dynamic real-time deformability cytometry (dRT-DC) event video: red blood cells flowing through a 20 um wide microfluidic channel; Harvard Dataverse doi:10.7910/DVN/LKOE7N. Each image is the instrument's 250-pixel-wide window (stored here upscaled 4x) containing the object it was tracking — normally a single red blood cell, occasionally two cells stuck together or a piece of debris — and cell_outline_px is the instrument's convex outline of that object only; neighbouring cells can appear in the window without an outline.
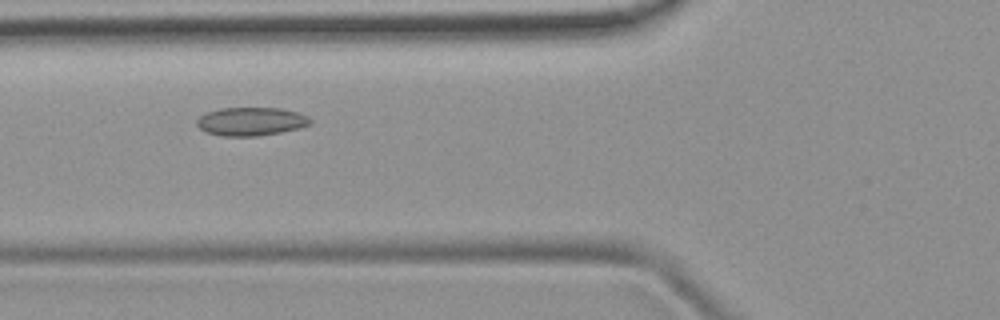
{"species": "common noctule bat (a hibernating species)", "species_latin": "Nyctalus noctula", "temperature_condition": "room temperature", "stored_images_in_passage": 6, "camera_frame_rate_fps": 3000, "um_per_image_px": 0.085, "animal": {"sex": "female", "body_mass_g": 19.9}, "frame": {"image": 1, "passage_image": 4, "time_ms": 3.333, "image_size_px": [1000, 320], "cell_outline_px": [[312, 124], [280, 132], [256, 136], [220, 136], [208, 132], [200, 128], [196, 124], [196, 120], [200, 116], [208, 112], [220, 108], [280, 108], [296, 112], [308, 116], [312, 120]], "centroid_in_image_um": [21.33, 10.32], "position_along_channel_um": 104.5, "area_um2": 18.61}}
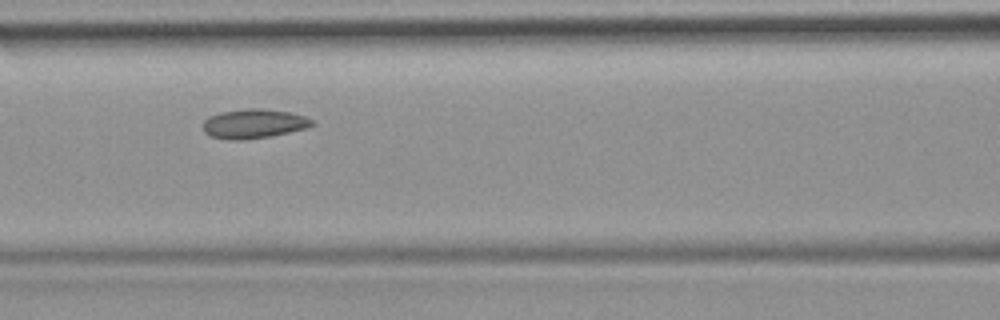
{"frame": {"image": 2, "passage_image": 5, "time_ms": 4.333, "image_size_px": [1000, 320], "cell_outline_px": [[316, 124], [308, 128], [272, 136], [244, 140], [228, 140], [212, 136], [204, 132], [204, 120], [208, 116], [220, 112], [248, 108], [260, 108], [292, 112], [304, 116], [312, 120]], "centroid_in_image_um": [21.6, 10.51], "position_along_channel_um": 145.0, "area_um2": 18.84}}
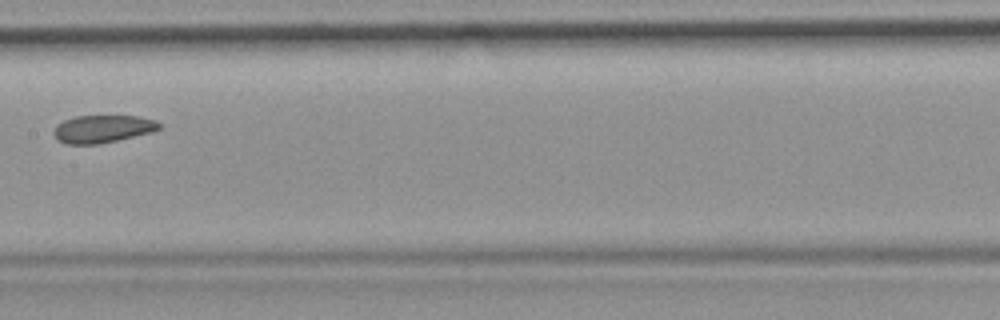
{"frame": {"image": 3, "passage_image": 6, "time_ms": 5.667, "image_size_px": [1000, 320], "cell_outline_px": [[164, 124], [160, 128], [152, 132], [100, 144], [64, 144], [56, 140], [52, 132], [56, 124], [64, 120], [76, 116], [140, 116], [156, 120]], "centroid_in_image_um": [8.72, 10.96], "position_along_channel_um": 198.7, "area_um2": 17.28}}